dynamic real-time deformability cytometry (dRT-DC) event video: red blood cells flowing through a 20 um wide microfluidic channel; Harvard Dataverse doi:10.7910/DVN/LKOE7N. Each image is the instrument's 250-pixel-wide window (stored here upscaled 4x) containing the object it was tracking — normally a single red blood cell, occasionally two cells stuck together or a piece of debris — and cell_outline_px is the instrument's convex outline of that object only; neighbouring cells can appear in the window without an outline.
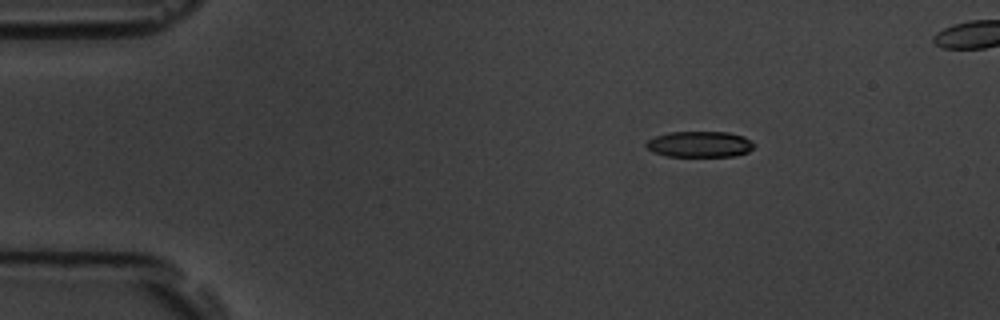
{"species": "common noctule bat (a hibernating species)", "species_latin": "Nyctalus noctula", "temperature_condition": "room temperature", "stored_images_in_passage": 5, "camera_frame_rate_fps": 3000, "um_per_image_px": 0.085, "animal": {"sex": "male", "body_mass_g": 19.5, "forearm_length_mm": 54.6}, "frame": {"image": 1, "passage_image": 2, "time_ms": 1.0, "image_size_px": [1000, 320], "cell_outline_px": [[756, 144], [748, 152], [736, 156], [664, 156], [652, 152], [644, 144], [648, 140], [656, 136], [668, 132], [728, 132], [744, 136]], "centroid_in_image_um": [59.47, 12.26], "position_along_channel_um": 25.5, "area_um2": 16.42}}